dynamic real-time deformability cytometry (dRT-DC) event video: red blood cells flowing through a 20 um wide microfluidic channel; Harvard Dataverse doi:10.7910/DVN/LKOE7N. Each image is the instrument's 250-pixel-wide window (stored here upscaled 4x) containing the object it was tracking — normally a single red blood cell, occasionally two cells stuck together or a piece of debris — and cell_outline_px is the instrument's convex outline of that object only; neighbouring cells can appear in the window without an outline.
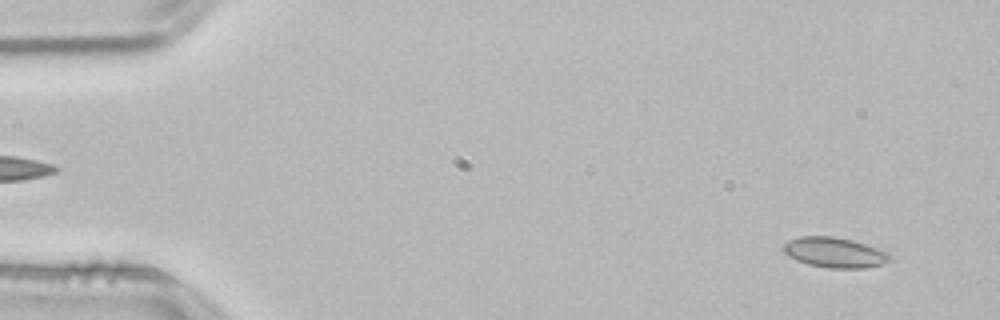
{"species": "common noctule bat (a hibernating species)", "species_latin": "Nyctalus noctula", "temperature_condition": "room temperature", "stored_images_in_passage": 52, "camera_frame_rate_fps": 3000, "um_per_image_px": 0.085, "animal": {"sex": "male", "body_mass_g": 21.5, "forearm_length_mm": 52.0}, "frame": {"image": 1, "passage_image": 2, "time_ms": 0.333, "image_size_px": [1000, 320], "cell_outline_px": [[888, 260], [880, 264], [864, 268], [828, 268], [808, 264], [796, 260], [788, 256], [780, 248], [788, 240], [800, 236], [832, 236], [852, 240], [888, 252]], "centroid_in_image_um": [70.85, 21.45], "position_along_channel_um": 14.2, "area_um2": 18.55}}
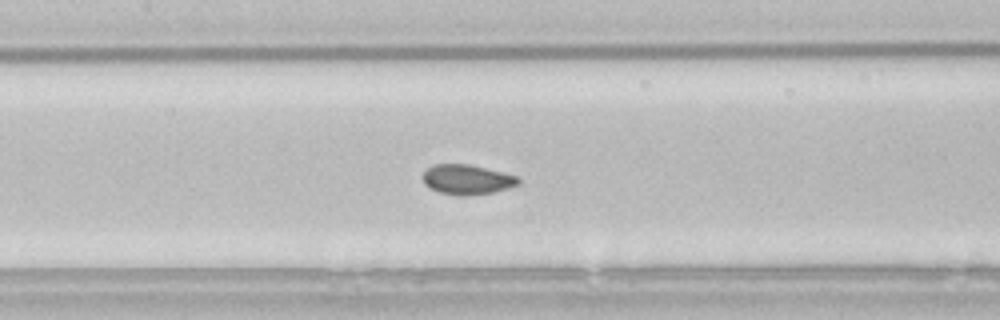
{"frame": {"image": 2, "passage_image": 23, "time_ms": 7.333, "image_size_px": [1000, 320], "cell_outline_px": [[520, 184], [508, 188], [492, 192], [468, 196], [460, 196], [440, 192], [428, 188], [424, 184], [420, 176], [432, 164], [468, 164], [516, 176], [520, 180]], "centroid_in_image_um": [39.63, 15.27], "position_along_channel_um": 167.8, "area_um2": 16.65}}
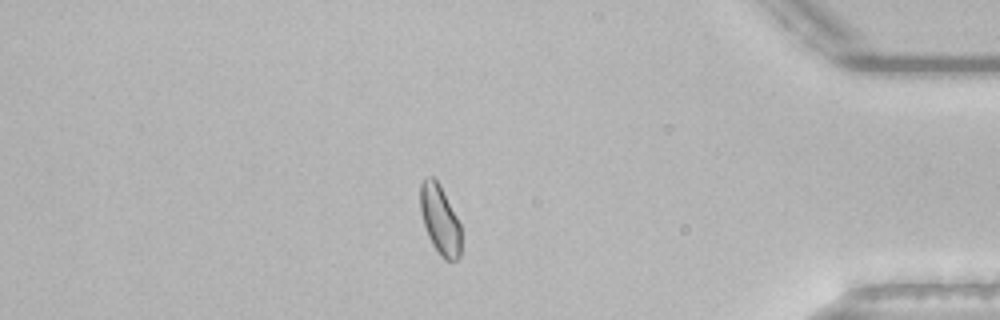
{"frame": {"image": 3, "passage_image": 44, "time_ms": 14.333, "image_size_px": [1000, 320], "cell_outline_px": [[460, 256], [456, 260], [444, 260], [432, 244], [428, 236], [424, 224], [420, 208], [420, 184], [424, 176], [432, 176], [440, 184], [460, 224]], "centroid_in_image_um": [37.38, 18.65], "position_along_channel_um": 397.8, "area_um2": 16.42}, "authors_computed_cell_mechanics": {"area_um2": 16.8776, "velocity_mm_per_s": 3.8119, "shape_relaxation_time_tau1_ms": 4.5093, "shape_relaxation_time_tau2_ms": 1.2745, "deformation_change_tau1": 0.063, "deformation_change_tau2": 0.0376}}